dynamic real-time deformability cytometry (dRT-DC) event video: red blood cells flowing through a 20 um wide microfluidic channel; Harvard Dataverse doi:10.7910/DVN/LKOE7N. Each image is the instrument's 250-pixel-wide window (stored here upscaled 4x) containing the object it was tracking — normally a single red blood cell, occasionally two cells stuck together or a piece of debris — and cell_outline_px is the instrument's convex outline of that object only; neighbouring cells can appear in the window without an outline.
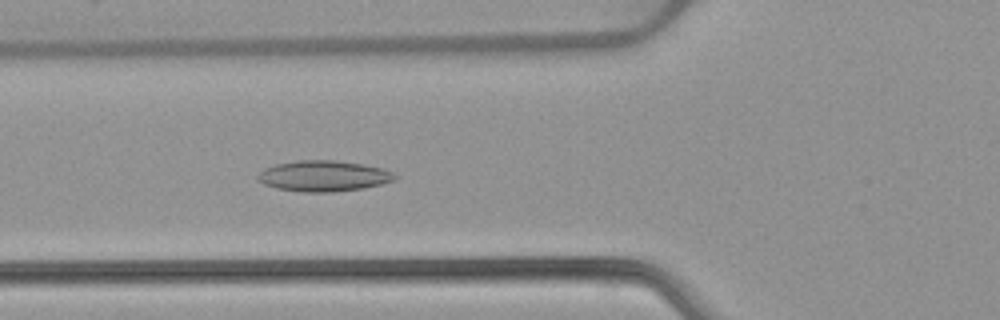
{"species": "common noctule bat (a hibernating species)", "species_latin": "Nyctalus noctula", "temperature_condition": "warm", "stored_images_in_passage": 43, "camera_frame_rate_fps": 3000, "um_per_image_px": 0.085, "animal": {"sex": "female", "body_mass_g": 22.7, "forearm_length_mm": 54.2}, "frame": {"image": 1, "passage_image": 14, "time_ms": 4.333, "image_size_px": [1000, 320], "cell_outline_px": [[396, 176], [392, 180], [380, 184], [364, 188], [332, 192], [300, 192], [276, 188], [264, 184], [256, 180], [256, 176], [264, 168], [276, 164], [296, 160], [336, 160], [364, 164], [384, 168], [392, 172]], "centroid_in_image_um": [27.46, 14.95], "position_along_channel_um": 98.3, "area_um2": 24.74}}
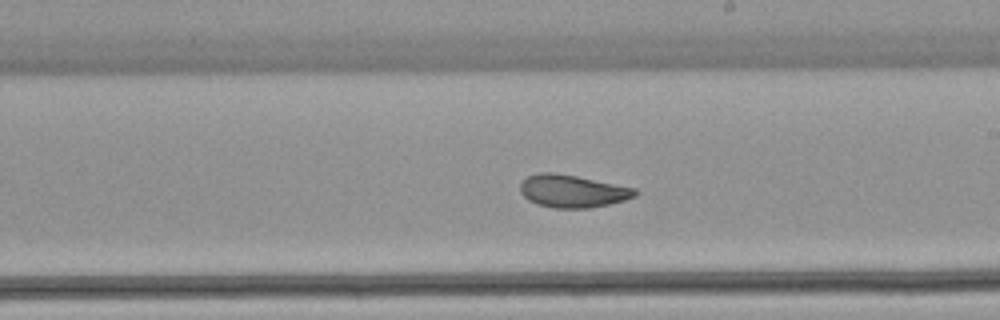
{"frame": {"image": 2, "passage_image": 25, "time_ms": 8.0, "image_size_px": [1000, 320], "cell_outline_px": [[640, 192], [636, 196], [624, 200], [608, 204], [588, 208], [556, 208], [536, 204], [528, 200], [520, 192], [520, 184], [528, 176], [540, 172], [556, 172], [636, 188]], "centroid_in_image_um": [48.66, 16.24], "position_along_channel_um": 240.3, "area_um2": 21.85}}
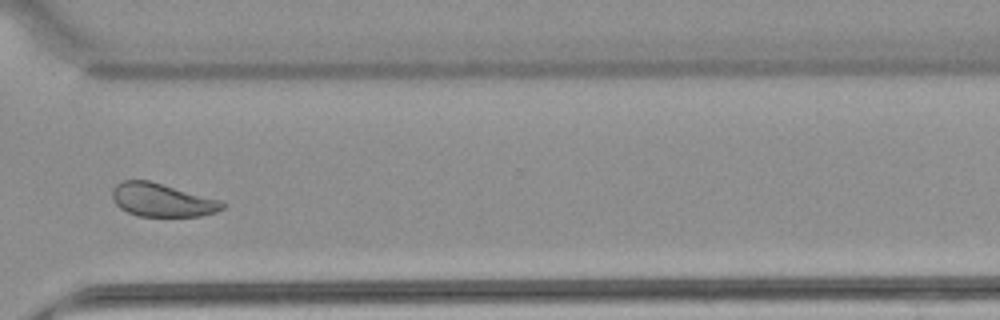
{"frame": {"image": 3, "passage_image": 34, "time_ms": 11.0, "image_size_px": [1000, 320], "cell_outline_px": [[224, 208], [216, 212], [200, 216], [136, 216], [120, 208], [116, 204], [112, 196], [112, 188], [116, 184], [124, 180], [148, 180], [224, 200]], "centroid_in_image_um": [13.8, 17.0], "position_along_channel_um": 356.8, "area_um2": 21.56}, "authors_computed_cell_mechanics": {"area_um2": 22.831, "velocity_mm_per_s": 3.8763, "shape_relaxation_time_tau1_ms": null, "shape_relaxation_time_tau2_ms": 1.7963, "deformation_change_tau1": null, "deformation_change_tau2": 0.072}}